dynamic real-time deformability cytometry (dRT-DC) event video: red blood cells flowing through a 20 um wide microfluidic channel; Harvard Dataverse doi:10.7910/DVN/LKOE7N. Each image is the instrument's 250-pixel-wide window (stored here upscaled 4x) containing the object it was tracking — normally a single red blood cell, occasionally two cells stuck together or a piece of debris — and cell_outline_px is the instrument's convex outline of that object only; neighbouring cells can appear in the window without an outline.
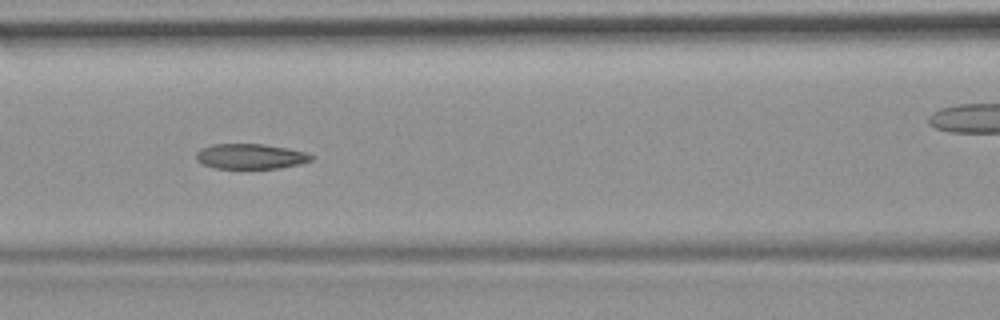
{"species": "common noctule bat (a hibernating species)", "species_latin": "Nyctalus noctula", "temperature_condition": "room temperature", "stored_images_in_passage": 55, "camera_frame_rate_fps": 3000, "um_per_image_px": 0.085, "animal": {"sex": "female", "body_mass_g": 19.9}, "frame": {"image": 1, "passage_image": 24, "time_ms": 7.667, "image_size_px": [1000, 320], "cell_outline_px": [[316, 156], [312, 160], [300, 164], [280, 168], [216, 168], [200, 164], [196, 160], [196, 152], [200, 148], [212, 144], [264, 144], [288, 148], [304, 152]], "centroid_in_image_um": [21.28, 13.29], "position_along_channel_um": 145.3, "area_um2": 17.05}, "authors_computed_cell_mechanics": {"area_um2": 18.3226, "velocity_mm_per_s": 3.7519, "shape_relaxation_time_tau1_ms": null, "shape_relaxation_time_tau2_ms": 3.2582, "deformation_change_tau1": null, "deformation_change_tau2": 0.0947}}